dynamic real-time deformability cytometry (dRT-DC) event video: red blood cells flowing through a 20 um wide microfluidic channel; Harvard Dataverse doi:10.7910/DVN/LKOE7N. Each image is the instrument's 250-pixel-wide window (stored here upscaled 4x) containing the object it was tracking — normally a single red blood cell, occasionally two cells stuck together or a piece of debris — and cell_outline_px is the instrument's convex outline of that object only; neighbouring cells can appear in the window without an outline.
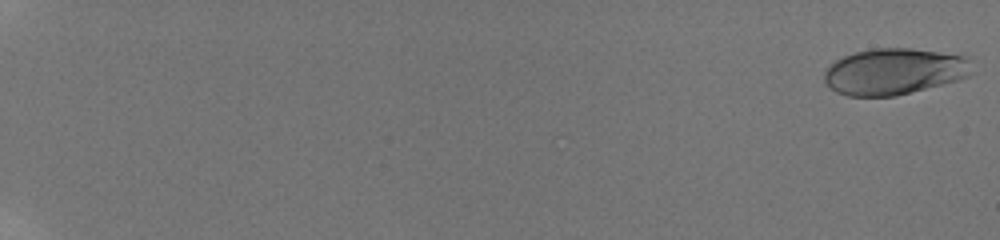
{"species": "human", "species_latin": "Homo sapiens", "temperature_condition": "room temperature", "stored_images_in_passage": 58, "camera_frame_rate_fps": 3000, "um_per_image_px": 0.085, "donor": {"sex": "male"}, "frame": {"image": 1, "passage_image": 1, "time_ms": 0.0, "image_size_px": [1000, 240], "cell_outline_px": [[972, 72], [968, 76], [956, 80], [896, 96], [848, 96], [836, 92], [824, 80], [824, 72], [836, 60], [844, 56], [856, 52], [872, 48], [912, 48], [964, 56], [968, 60]], "centroid_in_image_um": [75.98, 6.07], "position_along_channel_um": 9.0, "area_um2": 39.42}}
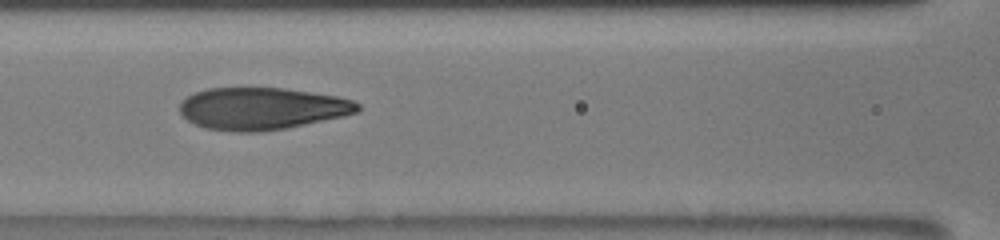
{"frame": {"image": 2, "passage_image": 31, "time_ms": 10.0, "image_size_px": [1000, 240], "cell_outline_px": [[360, 108], [356, 112], [344, 116], [284, 128], [260, 132], [236, 132], [204, 128], [188, 120], [180, 112], [180, 104], [188, 96], [196, 92], [208, 88], [284, 88], [336, 96], [352, 100], [360, 104]], "centroid_in_image_um": [22.25, 9.23], "position_along_channel_um": 144.3, "area_um2": 43.35}}
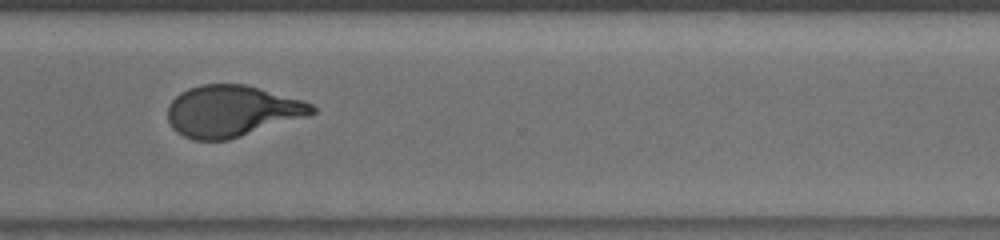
{"frame": {"image": 3, "passage_image": 47, "time_ms": 15.333, "image_size_px": [1000, 240], "cell_outline_px": [[316, 112], [308, 116], [228, 140], [196, 140], [184, 136], [172, 128], [168, 120], [168, 104], [180, 92], [188, 88], [200, 84], [244, 84], [304, 100], [312, 104], [316, 108]], "centroid_in_image_um": [19.71, 9.43], "position_along_channel_um": 350.9, "area_um2": 43.23}, "authors_computed_cell_mechanics": {"area_um2": 42.483, "velocity_mm_per_s": 3.8827, "shape_relaxation_time_tau1_ms": 4.0808, "shape_relaxation_time_tau2_ms": 0.7925, "deformation_change_tau1": 0.2057, "deformation_change_tau2": 0.0807}}